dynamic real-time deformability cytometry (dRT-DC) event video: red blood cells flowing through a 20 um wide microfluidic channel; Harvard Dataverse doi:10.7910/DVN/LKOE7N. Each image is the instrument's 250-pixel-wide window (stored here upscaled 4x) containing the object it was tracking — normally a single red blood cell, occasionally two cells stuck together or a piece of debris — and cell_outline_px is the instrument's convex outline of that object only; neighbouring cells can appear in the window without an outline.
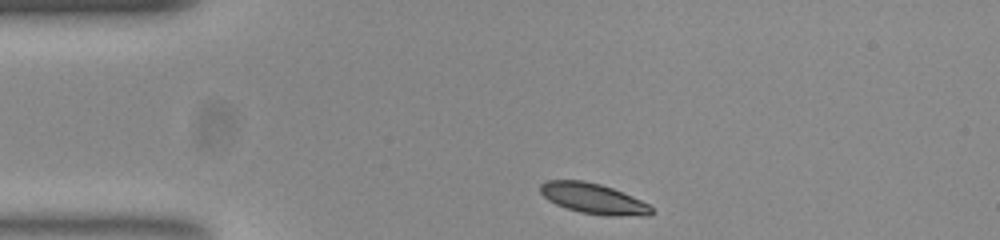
{"species": "common noctule bat (a hibernating species)", "species_latin": "Nyctalus noctula", "temperature_condition": "room temperature", "stored_images_in_passage": 35, "camera_frame_rate_fps": 3000, "um_per_image_px": 0.085, "animal": {"sex": "female", "body_mass_g": 23.0, "forearm_length_mm": 53.4}, "frame": {"image": 1, "passage_image": 1, "time_ms": 0.0, "image_size_px": [1000, 240], "cell_outline_px": [[656, 212], [648, 216], [604, 216], [580, 212], [556, 204], [548, 200], [540, 192], [540, 184], [544, 180], [584, 180], [600, 184], [612, 188], [632, 196], [648, 204]], "centroid_in_image_um": [50.45, 16.89], "position_along_channel_um": 34.5, "area_um2": 19.88}}
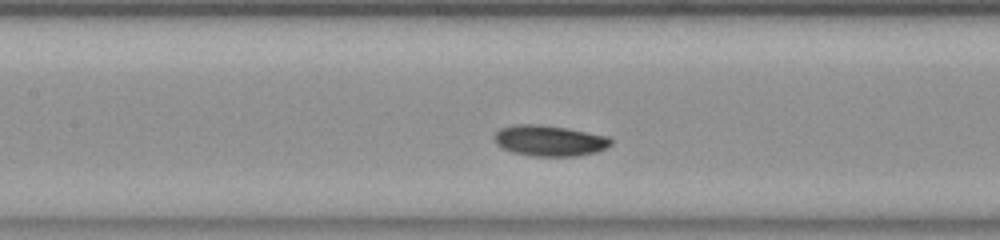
{"frame": {"image": 2, "passage_image": 14, "time_ms": 4.333, "image_size_px": [1000, 240], "cell_outline_px": [[612, 144], [608, 148], [596, 152], [576, 156], [532, 156], [512, 152], [496, 144], [492, 136], [500, 128], [516, 124], [540, 124], [568, 128], [608, 136], [612, 140]], "centroid_in_image_um": [46.71, 11.95], "position_along_channel_um": 160.7, "area_um2": 21.15}}
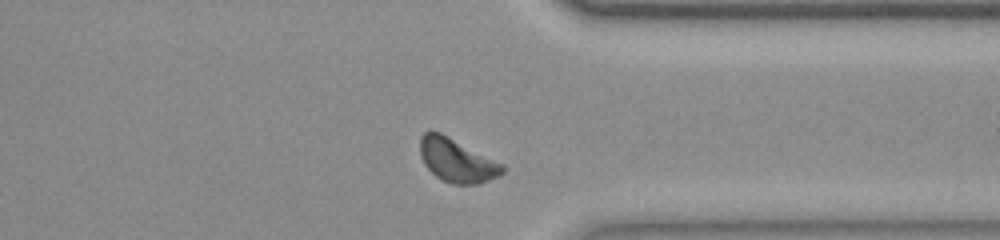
{"frame": {"image": 3, "passage_image": 31, "time_ms": 10.0, "image_size_px": [1000, 240], "cell_outline_px": [[504, 172], [480, 184], [452, 184], [440, 180], [424, 164], [420, 156], [420, 136], [424, 132], [440, 132], [504, 164]], "centroid_in_image_um": [38.82, 13.64], "position_along_channel_um": 372.6, "area_um2": 20.81}, "authors_computed_cell_mechanics": {"area_um2": 20.4612, "velocity_mm_per_s": 3.8188, "shape_relaxation_time_tau1_ms": 1.2238, "shape_relaxation_time_tau2_ms": null, "deformation_change_tau1": 0.0933, "deformation_change_tau2": null}}